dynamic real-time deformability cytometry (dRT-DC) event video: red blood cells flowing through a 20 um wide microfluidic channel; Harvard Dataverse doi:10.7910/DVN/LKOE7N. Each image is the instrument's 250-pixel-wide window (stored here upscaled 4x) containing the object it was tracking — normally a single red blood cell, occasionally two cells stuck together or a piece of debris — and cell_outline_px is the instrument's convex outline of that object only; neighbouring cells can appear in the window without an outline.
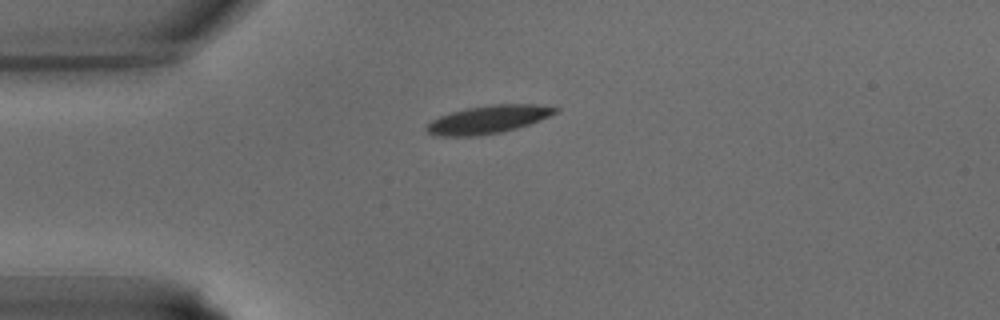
{"species": "common noctule bat (a hibernating species)", "species_latin": "Nyctalus noctula", "temperature_condition": "warm", "stored_images_in_passage": 29, "camera_frame_rate_fps": 3000, "um_per_image_px": 0.085, "animal": {"sex": "male", "body_mass_g": 15.6}, "frame": {"image": 1, "passage_image": 1, "time_ms": 0.0, "image_size_px": [1000, 320], "cell_outline_px": [[560, 112], [540, 120], [516, 128], [500, 132], [480, 136], [440, 136], [428, 132], [424, 128], [432, 120], [440, 116], [464, 108], [492, 104], [536, 104], [560, 108]], "centroid_in_image_um": [41.53, 10.14], "position_along_channel_um": 43.5, "area_um2": 21.04}}
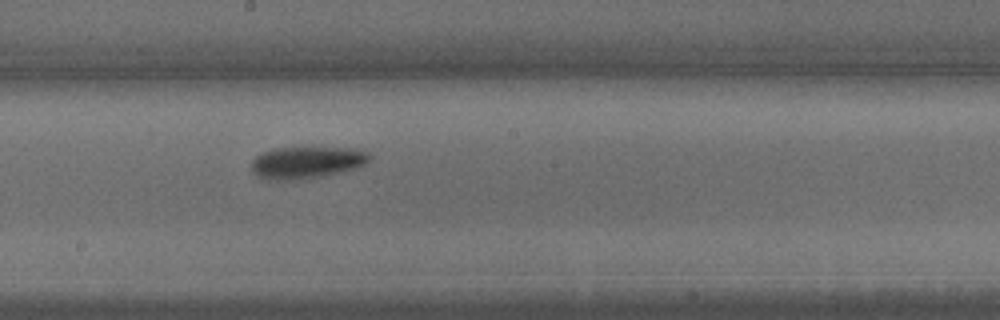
{"frame": {"image": 2, "passage_image": 12, "time_ms": 3.667, "image_size_px": [1000, 320], "cell_outline_px": [[372, 156], [360, 168], [320, 176], [292, 180], [260, 180], [252, 172], [252, 160], [256, 156], [272, 148], [304, 144], [308, 144], [360, 148], [368, 152]], "centroid_in_image_um": [26.09, 13.74], "position_along_channel_um": 222.1, "area_um2": 23.52}}
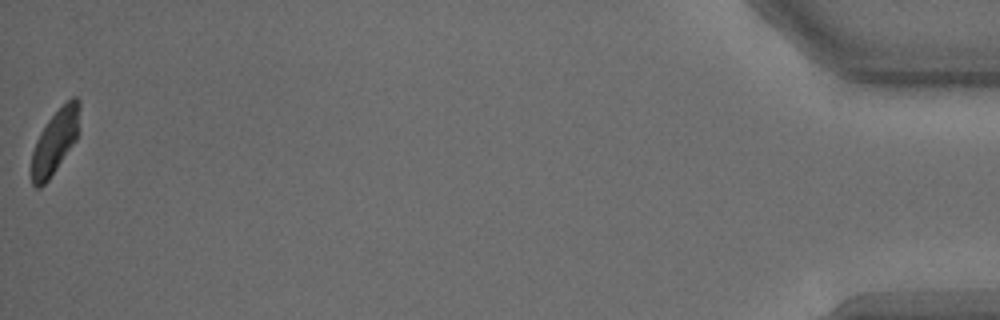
{"frame": {"image": 3, "passage_image": 29, "time_ms": 9.333, "image_size_px": [1000, 320], "cell_outline_px": [[80, 108], [76, 140], [48, 180], [40, 188], [36, 188], [32, 184], [32, 152], [36, 140], [40, 132], [48, 120], [72, 96], [76, 96], [80, 100]], "centroid_in_image_um": [4.68, 12.02], "position_along_channel_um": 430.5, "area_um2": 17.63}}